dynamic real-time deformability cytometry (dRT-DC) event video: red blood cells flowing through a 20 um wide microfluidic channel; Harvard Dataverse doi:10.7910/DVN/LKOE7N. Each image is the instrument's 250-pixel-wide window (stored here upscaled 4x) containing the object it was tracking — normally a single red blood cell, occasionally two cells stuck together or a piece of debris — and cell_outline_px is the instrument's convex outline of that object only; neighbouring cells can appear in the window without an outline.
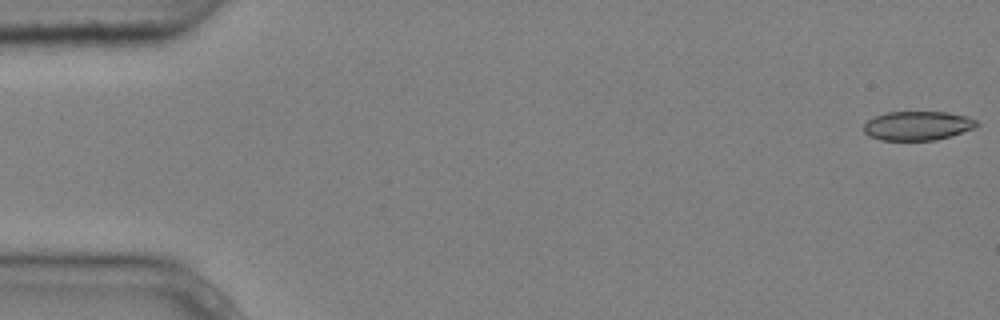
{"species": "common noctule bat (a hibernating species)", "species_latin": "Nyctalus noctula", "temperature_condition": "cold", "stored_images_in_passage": 5, "camera_frame_rate_fps": 3000, "um_per_image_px": 0.085, "animal": {"sex": "male", "body_mass_g": 20.4}, "frame": {"image": 1, "passage_image": 1, "time_ms": 0.0, "image_size_px": [1000, 320], "cell_outline_px": [[980, 124], [976, 128], [952, 136], [936, 140], [880, 140], [868, 136], [864, 132], [864, 124], [868, 120], [876, 116], [888, 112], [948, 112], [968, 116], [976, 120]], "centroid_in_image_um": [78.04, 10.69], "position_along_channel_um": 7.0, "area_um2": 19.36}}
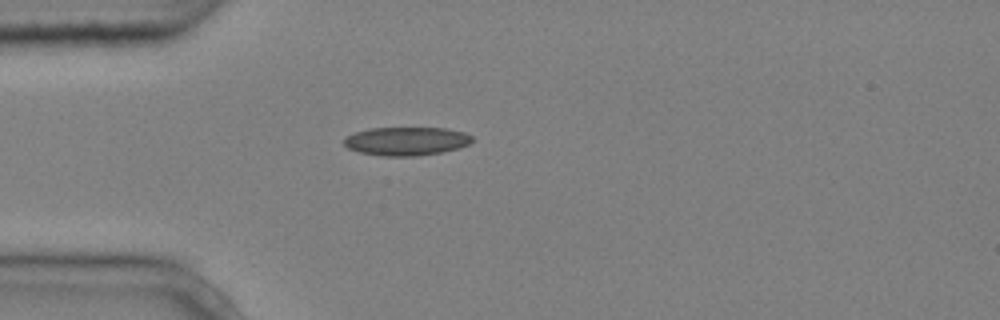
{"frame": {"image": 2, "passage_image": 5, "time_ms": 1.333, "image_size_px": [1000, 320], "cell_outline_px": [[472, 140], [468, 144], [460, 148], [440, 152], [416, 156], [380, 156], [360, 152], [348, 148], [344, 144], [344, 140], [348, 136], [356, 132], [368, 128], [444, 128], [464, 132], [472, 136]], "centroid_in_image_um": [34.54, 12.0], "position_along_channel_um": 50.5, "area_um2": 21.15}}